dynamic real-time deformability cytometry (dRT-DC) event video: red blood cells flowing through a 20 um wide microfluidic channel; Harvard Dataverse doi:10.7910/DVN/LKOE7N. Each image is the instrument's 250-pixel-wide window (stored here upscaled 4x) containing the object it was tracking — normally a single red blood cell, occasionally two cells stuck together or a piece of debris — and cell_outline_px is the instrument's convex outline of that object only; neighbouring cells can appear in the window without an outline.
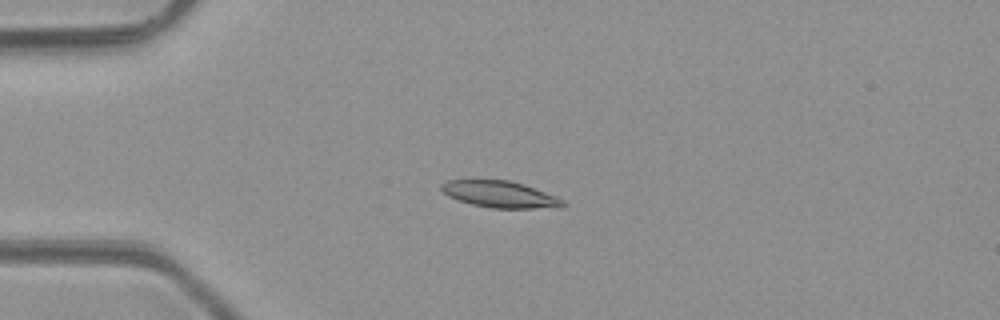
{"species": "common noctule bat (a hibernating species)", "species_latin": "Nyctalus noctula", "temperature_condition": "room temperature", "stored_images_in_passage": 5, "camera_frame_rate_fps": 3000, "um_per_image_px": 0.085, "animal": {"sex": "male", "body_mass_g": 23.1, "forearm_length_mm": 52.7}, "frame": {"image": 1, "passage_image": 3, "time_ms": 3.0, "image_size_px": [1000, 320], "cell_outline_px": [[568, 204], [564, 208], [492, 208], [472, 204], [448, 196], [440, 188], [440, 184], [448, 180], [508, 180], [524, 184], [556, 196], [564, 200]], "centroid_in_image_um": [42.56, 16.52], "position_along_channel_um": 42.4, "area_um2": 18.9}}
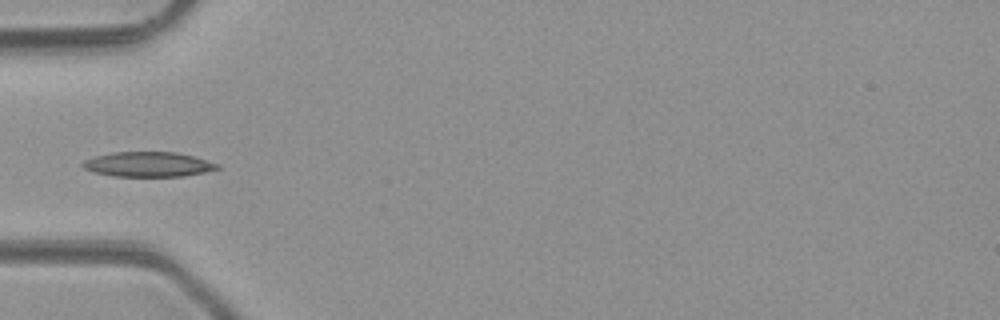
{"frame": {"image": 2, "passage_image": 4, "time_ms": 4.333, "image_size_px": [1000, 320], "cell_outline_px": [[220, 168], [204, 172], [184, 176], [112, 176], [92, 172], [84, 168], [80, 164], [84, 160], [92, 156], [112, 152], [176, 152], [196, 156], [220, 164]], "centroid_in_image_um": [12.58, 13.96], "position_along_channel_um": 72.4, "area_um2": 19.77}}
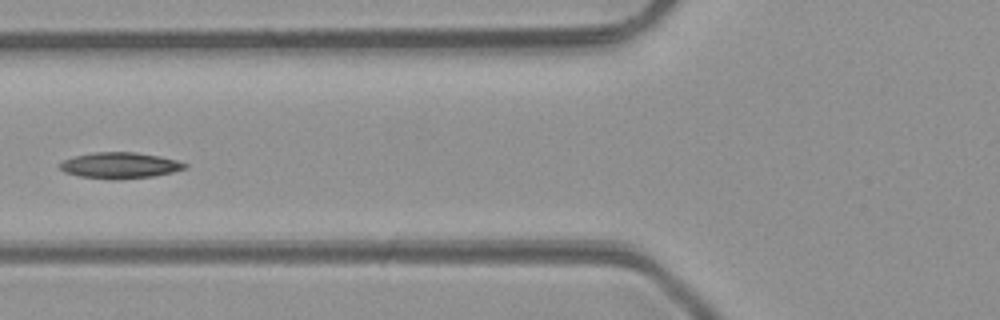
{"frame": {"image": 3, "passage_image": 5, "time_ms": 5.333, "image_size_px": [1000, 320], "cell_outline_px": [[188, 168], [172, 172], [152, 176], [116, 180], [112, 180], [80, 176], [64, 172], [60, 168], [60, 164], [64, 160], [72, 156], [92, 152], [136, 152], [160, 156], [176, 160], [188, 164]], "centroid_in_image_um": [10.19, 14.05], "position_along_channel_um": 115.6, "area_um2": 19.07}}